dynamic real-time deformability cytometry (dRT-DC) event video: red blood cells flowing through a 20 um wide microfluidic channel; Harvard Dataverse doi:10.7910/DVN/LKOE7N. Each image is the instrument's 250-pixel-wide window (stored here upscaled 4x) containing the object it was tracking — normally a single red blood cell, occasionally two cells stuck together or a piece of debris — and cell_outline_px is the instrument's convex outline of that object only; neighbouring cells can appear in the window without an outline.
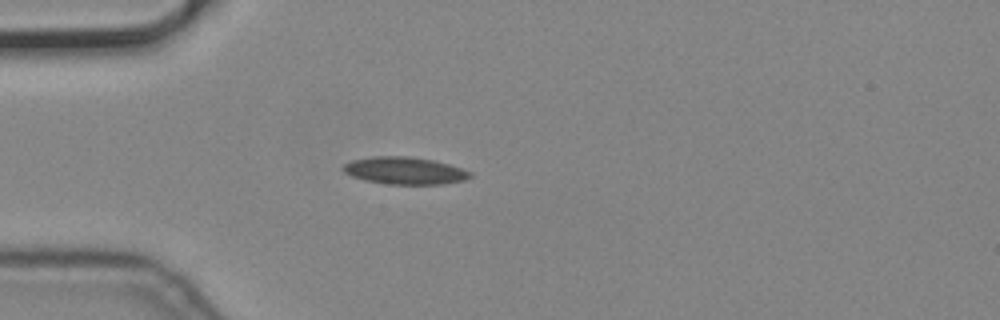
{"species": "common noctule bat (a hibernating species)", "species_latin": "Nyctalus noctula", "temperature_condition": "cold", "stored_images_in_passage": 1, "camera_frame_rate_fps": 3000, "um_per_image_px": 0.085, "animal": {"sex": "male", "body_mass_g": 19.2, "forearm_length_mm": 51.8}, "frame": {"image": 1, "passage_image": 1, "time_ms": 0.0, "image_size_px": [1000, 320], "cell_outline_px": [[472, 176], [464, 180], [444, 184], [388, 184], [364, 180], [352, 176], [344, 172], [340, 168], [344, 164], [352, 160], [372, 156], [408, 156], [432, 160], [448, 164], [472, 172]], "centroid_in_image_um": [34.37, 14.5], "position_along_channel_um": 50.6, "area_um2": 20.17}}